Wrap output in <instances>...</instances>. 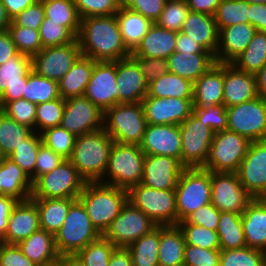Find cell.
Listing matches in <instances>:
<instances>
[{
	"label": "cell",
	"mask_w": 266,
	"mask_h": 266,
	"mask_svg": "<svg viewBox=\"0 0 266 266\" xmlns=\"http://www.w3.org/2000/svg\"><path fill=\"white\" fill-rule=\"evenodd\" d=\"M147 124L180 125L193 110V99L149 97L142 100Z\"/></svg>",
	"instance_id": "ffe728a7"
},
{
	"label": "cell",
	"mask_w": 266,
	"mask_h": 266,
	"mask_svg": "<svg viewBox=\"0 0 266 266\" xmlns=\"http://www.w3.org/2000/svg\"><path fill=\"white\" fill-rule=\"evenodd\" d=\"M39 266H60L59 260H56L52 263L46 264V265H39Z\"/></svg>",
	"instance_id": "67dfc351"
},
{
	"label": "cell",
	"mask_w": 266,
	"mask_h": 266,
	"mask_svg": "<svg viewBox=\"0 0 266 266\" xmlns=\"http://www.w3.org/2000/svg\"><path fill=\"white\" fill-rule=\"evenodd\" d=\"M15 44L17 52L33 57L42 48L39 30L17 26L13 21L7 30Z\"/></svg>",
	"instance_id": "7dc6e473"
},
{
	"label": "cell",
	"mask_w": 266,
	"mask_h": 266,
	"mask_svg": "<svg viewBox=\"0 0 266 266\" xmlns=\"http://www.w3.org/2000/svg\"><path fill=\"white\" fill-rule=\"evenodd\" d=\"M61 126L75 136L103 128V111L84 95L65 100Z\"/></svg>",
	"instance_id": "e0dca14e"
},
{
	"label": "cell",
	"mask_w": 266,
	"mask_h": 266,
	"mask_svg": "<svg viewBox=\"0 0 266 266\" xmlns=\"http://www.w3.org/2000/svg\"><path fill=\"white\" fill-rule=\"evenodd\" d=\"M42 143L41 134L34 131L8 156L30 177L32 183L35 182L36 158Z\"/></svg>",
	"instance_id": "f6af8a7d"
},
{
	"label": "cell",
	"mask_w": 266,
	"mask_h": 266,
	"mask_svg": "<svg viewBox=\"0 0 266 266\" xmlns=\"http://www.w3.org/2000/svg\"><path fill=\"white\" fill-rule=\"evenodd\" d=\"M139 146L145 155L171 156L181 162L179 125L147 124Z\"/></svg>",
	"instance_id": "7402d4cb"
},
{
	"label": "cell",
	"mask_w": 266,
	"mask_h": 266,
	"mask_svg": "<svg viewBox=\"0 0 266 266\" xmlns=\"http://www.w3.org/2000/svg\"><path fill=\"white\" fill-rule=\"evenodd\" d=\"M60 266H84L76 255H64L59 257Z\"/></svg>",
	"instance_id": "b9fcfbb0"
},
{
	"label": "cell",
	"mask_w": 266,
	"mask_h": 266,
	"mask_svg": "<svg viewBox=\"0 0 266 266\" xmlns=\"http://www.w3.org/2000/svg\"><path fill=\"white\" fill-rule=\"evenodd\" d=\"M130 57L137 63L147 84L169 72L167 59L135 56L132 52Z\"/></svg>",
	"instance_id": "94428289"
},
{
	"label": "cell",
	"mask_w": 266,
	"mask_h": 266,
	"mask_svg": "<svg viewBox=\"0 0 266 266\" xmlns=\"http://www.w3.org/2000/svg\"><path fill=\"white\" fill-rule=\"evenodd\" d=\"M227 129L246 137L250 142L266 140V98L226 108Z\"/></svg>",
	"instance_id": "8fae6325"
},
{
	"label": "cell",
	"mask_w": 266,
	"mask_h": 266,
	"mask_svg": "<svg viewBox=\"0 0 266 266\" xmlns=\"http://www.w3.org/2000/svg\"><path fill=\"white\" fill-rule=\"evenodd\" d=\"M116 83L119 103H141L148 93L144 75L130 56L116 61Z\"/></svg>",
	"instance_id": "603a6c76"
},
{
	"label": "cell",
	"mask_w": 266,
	"mask_h": 266,
	"mask_svg": "<svg viewBox=\"0 0 266 266\" xmlns=\"http://www.w3.org/2000/svg\"><path fill=\"white\" fill-rule=\"evenodd\" d=\"M33 132V129L19 124L0 110V149L7 157Z\"/></svg>",
	"instance_id": "7bdbcfd3"
},
{
	"label": "cell",
	"mask_w": 266,
	"mask_h": 266,
	"mask_svg": "<svg viewBox=\"0 0 266 266\" xmlns=\"http://www.w3.org/2000/svg\"><path fill=\"white\" fill-rule=\"evenodd\" d=\"M23 98L35 104L58 99V82L39 76L32 70L27 77Z\"/></svg>",
	"instance_id": "ee69618b"
},
{
	"label": "cell",
	"mask_w": 266,
	"mask_h": 266,
	"mask_svg": "<svg viewBox=\"0 0 266 266\" xmlns=\"http://www.w3.org/2000/svg\"><path fill=\"white\" fill-rule=\"evenodd\" d=\"M78 199L92 225L103 235L128 201V191L101 182H86Z\"/></svg>",
	"instance_id": "3957f363"
},
{
	"label": "cell",
	"mask_w": 266,
	"mask_h": 266,
	"mask_svg": "<svg viewBox=\"0 0 266 266\" xmlns=\"http://www.w3.org/2000/svg\"><path fill=\"white\" fill-rule=\"evenodd\" d=\"M37 104L24 98L8 102L1 111L19 124L28 126L35 131Z\"/></svg>",
	"instance_id": "6f0895ef"
},
{
	"label": "cell",
	"mask_w": 266,
	"mask_h": 266,
	"mask_svg": "<svg viewBox=\"0 0 266 266\" xmlns=\"http://www.w3.org/2000/svg\"><path fill=\"white\" fill-rule=\"evenodd\" d=\"M224 63H215L193 85V108L223 104Z\"/></svg>",
	"instance_id": "4316f807"
},
{
	"label": "cell",
	"mask_w": 266,
	"mask_h": 266,
	"mask_svg": "<svg viewBox=\"0 0 266 266\" xmlns=\"http://www.w3.org/2000/svg\"><path fill=\"white\" fill-rule=\"evenodd\" d=\"M3 244H4L3 236L0 234V248L3 246Z\"/></svg>",
	"instance_id": "b62a3aed"
},
{
	"label": "cell",
	"mask_w": 266,
	"mask_h": 266,
	"mask_svg": "<svg viewBox=\"0 0 266 266\" xmlns=\"http://www.w3.org/2000/svg\"><path fill=\"white\" fill-rule=\"evenodd\" d=\"M166 0H121V6L131 9L155 23L164 9Z\"/></svg>",
	"instance_id": "6125c7cd"
},
{
	"label": "cell",
	"mask_w": 266,
	"mask_h": 266,
	"mask_svg": "<svg viewBox=\"0 0 266 266\" xmlns=\"http://www.w3.org/2000/svg\"><path fill=\"white\" fill-rule=\"evenodd\" d=\"M175 51L180 53H210L206 51L197 41L182 32L177 33Z\"/></svg>",
	"instance_id": "a7ac6f4b"
},
{
	"label": "cell",
	"mask_w": 266,
	"mask_h": 266,
	"mask_svg": "<svg viewBox=\"0 0 266 266\" xmlns=\"http://www.w3.org/2000/svg\"><path fill=\"white\" fill-rule=\"evenodd\" d=\"M180 32L190 36L206 51L216 56L219 31L214 16L190 11Z\"/></svg>",
	"instance_id": "f1b7e54d"
},
{
	"label": "cell",
	"mask_w": 266,
	"mask_h": 266,
	"mask_svg": "<svg viewBox=\"0 0 266 266\" xmlns=\"http://www.w3.org/2000/svg\"><path fill=\"white\" fill-rule=\"evenodd\" d=\"M108 266H133L130 251L127 248L116 247L111 253Z\"/></svg>",
	"instance_id": "11e5206c"
},
{
	"label": "cell",
	"mask_w": 266,
	"mask_h": 266,
	"mask_svg": "<svg viewBox=\"0 0 266 266\" xmlns=\"http://www.w3.org/2000/svg\"><path fill=\"white\" fill-rule=\"evenodd\" d=\"M241 214L221 212L217 227L221 250L246 247Z\"/></svg>",
	"instance_id": "f35d334b"
},
{
	"label": "cell",
	"mask_w": 266,
	"mask_h": 266,
	"mask_svg": "<svg viewBox=\"0 0 266 266\" xmlns=\"http://www.w3.org/2000/svg\"><path fill=\"white\" fill-rule=\"evenodd\" d=\"M17 53L15 44L12 42L9 32H0V65L5 63L10 57Z\"/></svg>",
	"instance_id": "8c879c8a"
},
{
	"label": "cell",
	"mask_w": 266,
	"mask_h": 266,
	"mask_svg": "<svg viewBox=\"0 0 266 266\" xmlns=\"http://www.w3.org/2000/svg\"><path fill=\"white\" fill-rule=\"evenodd\" d=\"M221 212L212 203L200 207L190 214L185 221L189 224L204 226L217 231Z\"/></svg>",
	"instance_id": "be15d7a7"
},
{
	"label": "cell",
	"mask_w": 266,
	"mask_h": 266,
	"mask_svg": "<svg viewBox=\"0 0 266 266\" xmlns=\"http://www.w3.org/2000/svg\"><path fill=\"white\" fill-rule=\"evenodd\" d=\"M128 201L158 226L177 225L175 189H154L139 183L128 190Z\"/></svg>",
	"instance_id": "ba28073f"
},
{
	"label": "cell",
	"mask_w": 266,
	"mask_h": 266,
	"mask_svg": "<svg viewBox=\"0 0 266 266\" xmlns=\"http://www.w3.org/2000/svg\"><path fill=\"white\" fill-rule=\"evenodd\" d=\"M95 60L80 56L72 68L58 81V91L64 100L83 96L91 78Z\"/></svg>",
	"instance_id": "e575fe53"
},
{
	"label": "cell",
	"mask_w": 266,
	"mask_h": 266,
	"mask_svg": "<svg viewBox=\"0 0 266 266\" xmlns=\"http://www.w3.org/2000/svg\"><path fill=\"white\" fill-rule=\"evenodd\" d=\"M221 0H189L188 7L192 12L205 13L214 16Z\"/></svg>",
	"instance_id": "753ad0ef"
},
{
	"label": "cell",
	"mask_w": 266,
	"mask_h": 266,
	"mask_svg": "<svg viewBox=\"0 0 266 266\" xmlns=\"http://www.w3.org/2000/svg\"><path fill=\"white\" fill-rule=\"evenodd\" d=\"M175 193L179 223L200 207L211 203V171L201 167L184 168Z\"/></svg>",
	"instance_id": "52a82bcc"
},
{
	"label": "cell",
	"mask_w": 266,
	"mask_h": 266,
	"mask_svg": "<svg viewBox=\"0 0 266 266\" xmlns=\"http://www.w3.org/2000/svg\"><path fill=\"white\" fill-rule=\"evenodd\" d=\"M65 159L55 153L52 149L42 143L35 164V181L42 175L51 172L59 166Z\"/></svg>",
	"instance_id": "e7e4bbea"
},
{
	"label": "cell",
	"mask_w": 266,
	"mask_h": 266,
	"mask_svg": "<svg viewBox=\"0 0 266 266\" xmlns=\"http://www.w3.org/2000/svg\"><path fill=\"white\" fill-rule=\"evenodd\" d=\"M23 254L39 265H46L59 260L54 234L45 230H38L18 244Z\"/></svg>",
	"instance_id": "836d02e7"
},
{
	"label": "cell",
	"mask_w": 266,
	"mask_h": 266,
	"mask_svg": "<svg viewBox=\"0 0 266 266\" xmlns=\"http://www.w3.org/2000/svg\"><path fill=\"white\" fill-rule=\"evenodd\" d=\"M80 19L95 16L115 15L121 0H74Z\"/></svg>",
	"instance_id": "9f6ffc18"
},
{
	"label": "cell",
	"mask_w": 266,
	"mask_h": 266,
	"mask_svg": "<svg viewBox=\"0 0 266 266\" xmlns=\"http://www.w3.org/2000/svg\"><path fill=\"white\" fill-rule=\"evenodd\" d=\"M39 0H1L11 20L21 11L32 6Z\"/></svg>",
	"instance_id": "34e18365"
},
{
	"label": "cell",
	"mask_w": 266,
	"mask_h": 266,
	"mask_svg": "<svg viewBox=\"0 0 266 266\" xmlns=\"http://www.w3.org/2000/svg\"><path fill=\"white\" fill-rule=\"evenodd\" d=\"M256 28L250 23H238L219 30L217 63H232L248 46Z\"/></svg>",
	"instance_id": "484cf974"
},
{
	"label": "cell",
	"mask_w": 266,
	"mask_h": 266,
	"mask_svg": "<svg viewBox=\"0 0 266 266\" xmlns=\"http://www.w3.org/2000/svg\"><path fill=\"white\" fill-rule=\"evenodd\" d=\"M113 143L114 140L103 128L76 136L73 153L68 160L86 182H98L104 177Z\"/></svg>",
	"instance_id": "7a4b0ae2"
},
{
	"label": "cell",
	"mask_w": 266,
	"mask_h": 266,
	"mask_svg": "<svg viewBox=\"0 0 266 266\" xmlns=\"http://www.w3.org/2000/svg\"><path fill=\"white\" fill-rule=\"evenodd\" d=\"M182 231L185 243L209 250H221L217 231L205 228L204 226L193 225L185 220L177 223Z\"/></svg>",
	"instance_id": "c3c4849f"
},
{
	"label": "cell",
	"mask_w": 266,
	"mask_h": 266,
	"mask_svg": "<svg viewBox=\"0 0 266 266\" xmlns=\"http://www.w3.org/2000/svg\"><path fill=\"white\" fill-rule=\"evenodd\" d=\"M76 39L82 56L95 61H118L131 55L123 43L116 15L81 19Z\"/></svg>",
	"instance_id": "6da1fadb"
},
{
	"label": "cell",
	"mask_w": 266,
	"mask_h": 266,
	"mask_svg": "<svg viewBox=\"0 0 266 266\" xmlns=\"http://www.w3.org/2000/svg\"><path fill=\"white\" fill-rule=\"evenodd\" d=\"M44 17L45 10L42 2L39 0L32 6H29L28 8L21 11L12 19V21L17 26L39 30Z\"/></svg>",
	"instance_id": "03108f58"
},
{
	"label": "cell",
	"mask_w": 266,
	"mask_h": 266,
	"mask_svg": "<svg viewBox=\"0 0 266 266\" xmlns=\"http://www.w3.org/2000/svg\"><path fill=\"white\" fill-rule=\"evenodd\" d=\"M224 104L208 108H193L192 113L214 133L227 129V111Z\"/></svg>",
	"instance_id": "680465c9"
},
{
	"label": "cell",
	"mask_w": 266,
	"mask_h": 266,
	"mask_svg": "<svg viewBox=\"0 0 266 266\" xmlns=\"http://www.w3.org/2000/svg\"><path fill=\"white\" fill-rule=\"evenodd\" d=\"M84 96L103 112L119 104L116 61H95Z\"/></svg>",
	"instance_id": "2e32d148"
},
{
	"label": "cell",
	"mask_w": 266,
	"mask_h": 266,
	"mask_svg": "<svg viewBox=\"0 0 266 266\" xmlns=\"http://www.w3.org/2000/svg\"><path fill=\"white\" fill-rule=\"evenodd\" d=\"M190 9L188 3L182 0H166L159 19L155 22L159 27L174 32H180Z\"/></svg>",
	"instance_id": "db71d44e"
},
{
	"label": "cell",
	"mask_w": 266,
	"mask_h": 266,
	"mask_svg": "<svg viewBox=\"0 0 266 266\" xmlns=\"http://www.w3.org/2000/svg\"><path fill=\"white\" fill-rule=\"evenodd\" d=\"M249 6L246 0H221L214 14L218 31L238 23H249Z\"/></svg>",
	"instance_id": "bcb514c9"
},
{
	"label": "cell",
	"mask_w": 266,
	"mask_h": 266,
	"mask_svg": "<svg viewBox=\"0 0 266 266\" xmlns=\"http://www.w3.org/2000/svg\"><path fill=\"white\" fill-rule=\"evenodd\" d=\"M0 266H38L26 257L17 244L4 243L0 248Z\"/></svg>",
	"instance_id": "003e7915"
},
{
	"label": "cell",
	"mask_w": 266,
	"mask_h": 266,
	"mask_svg": "<svg viewBox=\"0 0 266 266\" xmlns=\"http://www.w3.org/2000/svg\"><path fill=\"white\" fill-rule=\"evenodd\" d=\"M40 229L36 203L31 198L18 201L8 218V226L3 236L4 243L18 244Z\"/></svg>",
	"instance_id": "cb8c5ba5"
},
{
	"label": "cell",
	"mask_w": 266,
	"mask_h": 266,
	"mask_svg": "<svg viewBox=\"0 0 266 266\" xmlns=\"http://www.w3.org/2000/svg\"><path fill=\"white\" fill-rule=\"evenodd\" d=\"M144 160L145 153L139 145L114 142L104 177L99 182L128 191L131 187L141 183Z\"/></svg>",
	"instance_id": "277c9868"
},
{
	"label": "cell",
	"mask_w": 266,
	"mask_h": 266,
	"mask_svg": "<svg viewBox=\"0 0 266 266\" xmlns=\"http://www.w3.org/2000/svg\"><path fill=\"white\" fill-rule=\"evenodd\" d=\"M184 264L188 266H220V250H209L186 244Z\"/></svg>",
	"instance_id": "91938a15"
},
{
	"label": "cell",
	"mask_w": 266,
	"mask_h": 266,
	"mask_svg": "<svg viewBox=\"0 0 266 266\" xmlns=\"http://www.w3.org/2000/svg\"><path fill=\"white\" fill-rule=\"evenodd\" d=\"M33 183L30 177L9 157L0 166V195L17 201L31 198Z\"/></svg>",
	"instance_id": "f546056e"
},
{
	"label": "cell",
	"mask_w": 266,
	"mask_h": 266,
	"mask_svg": "<svg viewBox=\"0 0 266 266\" xmlns=\"http://www.w3.org/2000/svg\"><path fill=\"white\" fill-rule=\"evenodd\" d=\"M127 249L133 266H159V226L131 243Z\"/></svg>",
	"instance_id": "b9f144b4"
},
{
	"label": "cell",
	"mask_w": 266,
	"mask_h": 266,
	"mask_svg": "<svg viewBox=\"0 0 266 266\" xmlns=\"http://www.w3.org/2000/svg\"><path fill=\"white\" fill-rule=\"evenodd\" d=\"M64 108L65 100L62 97L37 104L35 132L37 131L39 134H41L46 129L60 126Z\"/></svg>",
	"instance_id": "f907efd6"
},
{
	"label": "cell",
	"mask_w": 266,
	"mask_h": 266,
	"mask_svg": "<svg viewBox=\"0 0 266 266\" xmlns=\"http://www.w3.org/2000/svg\"><path fill=\"white\" fill-rule=\"evenodd\" d=\"M43 48L72 43L76 37L65 27L44 17L39 29Z\"/></svg>",
	"instance_id": "11a10c76"
},
{
	"label": "cell",
	"mask_w": 266,
	"mask_h": 266,
	"mask_svg": "<svg viewBox=\"0 0 266 266\" xmlns=\"http://www.w3.org/2000/svg\"><path fill=\"white\" fill-rule=\"evenodd\" d=\"M17 202L13 197L0 195V234L2 236L6 232L11 210Z\"/></svg>",
	"instance_id": "2644e50d"
},
{
	"label": "cell",
	"mask_w": 266,
	"mask_h": 266,
	"mask_svg": "<svg viewBox=\"0 0 266 266\" xmlns=\"http://www.w3.org/2000/svg\"><path fill=\"white\" fill-rule=\"evenodd\" d=\"M11 22L12 20L8 16L6 8L0 0V32L8 30V27L10 26Z\"/></svg>",
	"instance_id": "09005b40"
},
{
	"label": "cell",
	"mask_w": 266,
	"mask_h": 266,
	"mask_svg": "<svg viewBox=\"0 0 266 266\" xmlns=\"http://www.w3.org/2000/svg\"><path fill=\"white\" fill-rule=\"evenodd\" d=\"M256 84L258 95L266 98V65H264L256 74Z\"/></svg>",
	"instance_id": "2a66077c"
},
{
	"label": "cell",
	"mask_w": 266,
	"mask_h": 266,
	"mask_svg": "<svg viewBox=\"0 0 266 266\" xmlns=\"http://www.w3.org/2000/svg\"><path fill=\"white\" fill-rule=\"evenodd\" d=\"M211 193V203L220 212L242 213L253 199L237 173L211 171Z\"/></svg>",
	"instance_id": "5bb4252c"
},
{
	"label": "cell",
	"mask_w": 266,
	"mask_h": 266,
	"mask_svg": "<svg viewBox=\"0 0 266 266\" xmlns=\"http://www.w3.org/2000/svg\"><path fill=\"white\" fill-rule=\"evenodd\" d=\"M220 266H266V252L249 247L220 250Z\"/></svg>",
	"instance_id": "681fc988"
},
{
	"label": "cell",
	"mask_w": 266,
	"mask_h": 266,
	"mask_svg": "<svg viewBox=\"0 0 266 266\" xmlns=\"http://www.w3.org/2000/svg\"><path fill=\"white\" fill-rule=\"evenodd\" d=\"M86 180L68 159L33 183L31 198L78 199Z\"/></svg>",
	"instance_id": "30bf717a"
},
{
	"label": "cell",
	"mask_w": 266,
	"mask_h": 266,
	"mask_svg": "<svg viewBox=\"0 0 266 266\" xmlns=\"http://www.w3.org/2000/svg\"><path fill=\"white\" fill-rule=\"evenodd\" d=\"M177 32L159 27L153 23L141 43L132 52L135 56L167 59L174 51Z\"/></svg>",
	"instance_id": "4dcf8cb0"
},
{
	"label": "cell",
	"mask_w": 266,
	"mask_h": 266,
	"mask_svg": "<svg viewBox=\"0 0 266 266\" xmlns=\"http://www.w3.org/2000/svg\"><path fill=\"white\" fill-rule=\"evenodd\" d=\"M39 212L40 228L52 234L63 225L70 205L76 200L72 198H31Z\"/></svg>",
	"instance_id": "8d00e7d4"
},
{
	"label": "cell",
	"mask_w": 266,
	"mask_h": 266,
	"mask_svg": "<svg viewBox=\"0 0 266 266\" xmlns=\"http://www.w3.org/2000/svg\"><path fill=\"white\" fill-rule=\"evenodd\" d=\"M101 234L92 225L87 211L79 199L69 208L65 221L54 235L56 249L60 256L76 255Z\"/></svg>",
	"instance_id": "5b68a950"
},
{
	"label": "cell",
	"mask_w": 266,
	"mask_h": 266,
	"mask_svg": "<svg viewBox=\"0 0 266 266\" xmlns=\"http://www.w3.org/2000/svg\"><path fill=\"white\" fill-rule=\"evenodd\" d=\"M237 174L253 198H266V140L250 143Z\"/></svg>",
	"instance_id": "ac0fdd59"
},
{
	"label": "cell",
	"mask_w": 266,
	"mask_h": 266,
	"mask_svg": "<svg viewBox=\"0 0 266 266\" xmlns=\"http://www.w3.org/2000/svg\"><path fill=\"white\" fill-rule=\"evenodd\" d=\"M81 55L77 39L66 45L45 47L32 57V70L58 82Z\"/></svg>",
	"instance_id": "9a60e30c"
},
{
	"label": "cell",
	"mask_w": 266,
	"mask_h": 266,
	"mask_svg": "<svg viewBox=\"0 0 266 266\" xmlns=\"http://www.w3.org/2000/svg\"><path fill=\"white\" fill-rule=\"evenodd\" d=\"M157 226L141 209L127 201L103 236L115 247L127 248Z\"/></svg>",
	"instance_id": "7c38bea8"
},
{
	"label": "cell",
	"mask_w": 266,
	"mask_h": 266,
	"mask_svg": "<svg viewBox=\"0 0 266 266\" xmlns=\"http://www.w3.org/2000/svg\"><path fill=\"white\" fill-rule=\"evenodd\" d=\"M45 10V17L52 22L65 26L76 38L81 19L74 0H40Z\"/></svg>",
	"instance_id": "60d3db41"
},
{
	"label": "cell",
	"mask_w": 266,
	"mask_h": 266,
	"mask_svg": "<svg viewBox=\"0 0 266 266\" xmlns=\"http://www.w3.org/2000/svg\"><path fill=\"white\" fill-rule=\"evenodd\" d=\"M115 15L123 43L130 52H133L153 23L140 13L124 6H121Z\"/></svg>",
	"instance_id": "d590c367"
},
{
	"label": "cell",
	"mask_w": 266,
	"mask_h": 266,
	"mask_svg": "<svg viewBox=\"0 0 266 266\" xmlns=\"http://www.w3.org/2000/svg\"><path fill=\"white\" fill-rule=\"evenodd\" d=\"M146 126L142 103H119L103 112V129L117 143L139 145Z\"/></svg>",
	"instance_id": "8992f818"
},
{
	"label": "cell",
	"mask_w": 266,
	"mask_h": 266,
	"mask_svg": "<svg viewBox=\"0 0 266 266\" xmlns=\"http://www.w3.org/2000/svg\"><path fill=\"white\" fill-rule=\"evenodd\" d=\"M193 85L191 81L168 72L148 84L147 96L193 99Z\"/></svg>",
	"instance_id": "74e56055"
},
{
	"label": "cell",
	"mask_w": 266,
	"mask_h": 266,
	"mask_svg": "<svg viewBox=\"0 0 266 266\" xmlns=\"http://www.w3.org/2000/svg\"><path fill=\"white\" fill-rule=\"evenodd\" d=\"M250 143L246 137L228 129L214 133L207 159L201 168L237 173Z\"/></svg>",
	"instance_id": "9c48e42d"
},
{
	"label": "cell",
	"mask_w": 266,
	"mask_h": 266,
	"mask_svg": "<svg viewBox=\"0 0 266 266\" xmlns=\"http://www.w3.org/2000/svg\"><path fill=\"white\" fill-rule=\"evenodd\" d=\"M42 142L64 159L73 153L76 136L61 125L46 129L41 133Z\"/></svg>",
	"instance_id": "f5cc1de1"
},
{
	"label": "cell",
	"mask_w": 266,
	"mask_h": 266,
	"mask_svg": "<svg viewBox=\"0 0 266 266\" xmlns=\"http://www.w3.org/2000/svg\"><path fill=\"white\" fill-rule=\"evenodd\" d=\"M185 238L178 225L159 226V266L184 264Z\"/></svg>",
	"instance_id": "d6a6232c"
},
{
	"label": "cell",
	"mask_w": 266,
	"mask_h": 266,
	"mask_svg": "<svg viewBox=\"0 0 266 266\" xmlns=\"http://www.w3.org/2000/svg\"><path fill=\"white\" fill-rule=\"evenodd\" d=\"M249 23L256 28V31L266 32V4H250Z\"/></svg>",
	"instance_id": "89a4df30"
},
{
	"label": "cell",
	"mask_w": 266,
	"mask_h": 266,
	"mask_svg": "<svg viewBox=\"0 0 266 266\" xmlns=\"http://www.w3.org/2000/svg\"><path fill=\"white\" fill-rule=\"evenodd\" d=\"M254 74L238 70L232 63H224L223 104H241L258 97Z\"/></svg>",
	"instance_id": "d4e9b609"
},
{
	"label": "cell",
	"mask_w": 266,
	"mask_h": 266,
	"mask_svg": "<svg viewBox=\"0 0 266 266\" xmlns=\"http://www.w3.org/2000/svg\"><path fill=\"white\" fill-rule=\"evenodd\" d=\"M181 164L185 168L202 167L207 159L214 132L192 113L179 125Z\"/></svg>",
	"instance_id": "4fadbf2b"
},
{
	"label": "cell",
	"mask_w": 266,
	"mask_h": 266,
	"mask_svg": "<svg viewBox=\"0 0 266 266\" xmlns=\"http://www.w3.org/2000/svg\"><path fill=\"white\" fill-rule=\"evenodd\" d=\"M6 157L7 156L0 149V166L3 164Z\"/></svg>",
	"instance_id": "deb4b68c"
},
{
	"label": "cell",
	"mask_w": 266,
	"mask_h": 266,
	"mask_svg": "<svg viewBox=\"0 0 266 266\" xmlns=\"http://www.w3.org/2000/svg\"><path fill=\"white\" fill-rule=\"evenodd\" d=\"M116 247L103 235L80 250L76 256L84 266H108Z\"/></svg>",
	"instance_id": "816d5d0a"
},
{
	"label": "cell",
	"mask_w": 266,
	"mask_h": 266,
	"mask_svg": "<svg viewBox=\"0 0 266 266\" xmlns=\"http://www.w3.org/2000/svg\"><path fill=\"white\" fill-rule=\"evenodd\" d=\"M169 72L194 83L216 63L211 53H180L174 51L168 58Z\"/></svg>",
	"instance_id": "1f68e13d"
},
{
	"label": "cell",
	"mask_w": 266,
	"mask_h": 266,
	"mask_svg": "<svg viewBox=\"0 0 266 266\" xmlns=\"http://www.w3.org/2000/svg\"><path fill=\"white\" fill-rule=\"evenodd\" d=\"M241 218L246 247L266 252V198H253Z\"/></svg>",
	"instance_id": "83f0119b"
},
{
	"label": "cell",
	"mask_w": 266,
	"mask_h": 266,
	"mask_svg": "<svg viewBox=\"0 0 266 266\" xmlns=\"http://www.w3.org/2000/svg\"><path fill=\"white\" fill-rule=\"evenodd\" d=\"M232 64L238 70L254 75L266 65V32L256 31L246 49Z\"/></svg>",
	"instance_id": "ab89813d"
},
{
	"label": "cell",
	"mask_w": 266,
	"mask_h": 266,
	"mask_svg": "<svg viewBox=\"0 0 266 266\" xmlns=\"http://www.w3.org/2000/svg\"><path fill=\"white\" fill-rule=\"evenodd\" d=\"M32 57L17 52L0 65V110L8 103L23 98Z\"/></svg>",
	"instance_id": "d6986e66"
},
{
	"label": "cell",
	"mask_w": 266,
	"mask_h": 266,
	"mask_svg": "<svg viewBox=\"0 0 266 266\" xmlns=\"http://www.w3.org/2000/svg\"><path fill=\"white\" fill-rule=\"evenodd\" d=\"M184 168L174 157L145 155L141 184L154 189H175Z\"/></svg>",
	"instance_id": "44dd1931"
},
{
	"label": "cell",
	"mask_w": 266,
	"mask_h": 266,
	"mask_svg": "<svg viewBox=\"0 0 266 266\" xmlns=\"http://www.w3.org/2000/svg\"><path fill=\"white\" fill-rule=\"evenodd\" d=\"M250 4H266V0H246Z\"/></svg>",
	"instance_id": "979ff035"
}]
</instances>
